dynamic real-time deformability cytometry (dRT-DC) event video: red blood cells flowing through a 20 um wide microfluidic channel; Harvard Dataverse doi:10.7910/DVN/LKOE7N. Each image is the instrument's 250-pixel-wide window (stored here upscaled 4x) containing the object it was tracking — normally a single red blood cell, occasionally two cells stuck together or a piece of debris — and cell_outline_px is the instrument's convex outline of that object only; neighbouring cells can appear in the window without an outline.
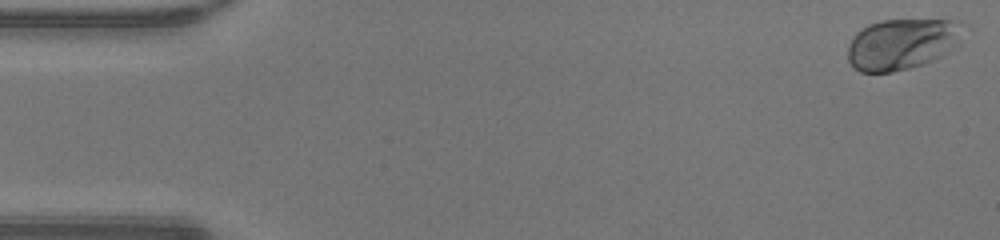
{"species": "human", "species_latin": "Homo sapiens", "temperature_condition": "warm", "stored_images_in_passage": 48, "camera_frame_rate_fps": 3000, "um_per_image_px": 0.085, "donor": {"sex": "male"}, "frame": {"image": 1, "passage_image": 1, "time_ms": 0.0, "image_size_px": [1000, 240], "cell_outline_px": [[960, 44], [956, 48], [924, 64], [892, 72], [860, 72], [852, 68], [848, 60], [848, 48], [852, 36], [856, 32], [868, 24], [880, 20], [952, 20]], "centroid_in_image_um": [76.54, 3.77], "position_along_channel_um": 8.5, "area_um2": 33.76}}
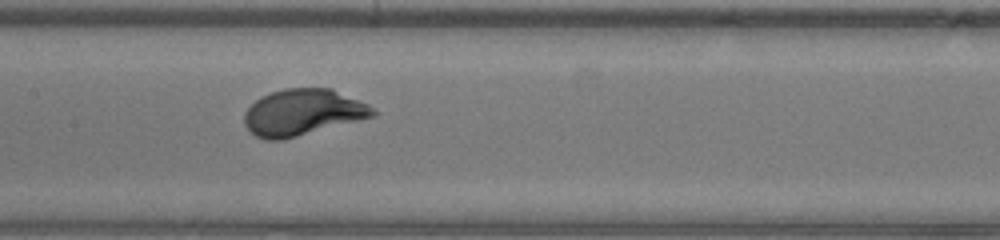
{"frame": {"image": 2, "passage_image": 23, "time_ms": 7.333, "image_size_px": [1000, 240], "cell_outline_px": [[376, 116], [280, 140], [264, 140], [256, 136], [244, 124], [244, 112], [260, 96], [284, 88], [332, 88], [368, 104], [376, 112]], "centroid_in_image_um": [25.73, 9.54], "position_along_channel_um": 181.7, "area_um2": 34.51}}
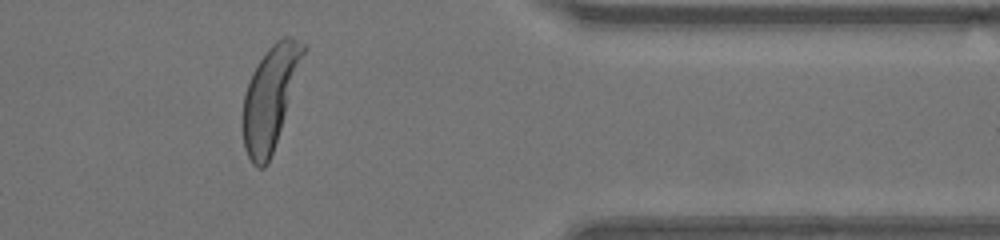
{"frame": {"image": 3, "passage_image": 39, "time_ms": 12.667, "image_size_px": [1000, 240], "cell_outline_px": [[308, 48], [268, 164], [264, 168], [256, 168], [252, 164], [244, 148], [240, 124], [244, 92], [252, 72], [268, 48], [276, 40], [284, 36], [288, 36], [308, 44]], "centroid_in_image_um": [22.94, 8.29], "position_along_channel_um": 388.5, "area_um2": 36.53}, "authors_computed_cell_mechanics": {"area_um2": 34.2754, "velocity_mm_per_s": 4.3103, "shape_relaxation_time_tau1_ms": 1.5365, "shape_relaxation_time_tau2_ms": null, "deformation_change_tau1": 0.1484, "deformation_change_tau2": null}}